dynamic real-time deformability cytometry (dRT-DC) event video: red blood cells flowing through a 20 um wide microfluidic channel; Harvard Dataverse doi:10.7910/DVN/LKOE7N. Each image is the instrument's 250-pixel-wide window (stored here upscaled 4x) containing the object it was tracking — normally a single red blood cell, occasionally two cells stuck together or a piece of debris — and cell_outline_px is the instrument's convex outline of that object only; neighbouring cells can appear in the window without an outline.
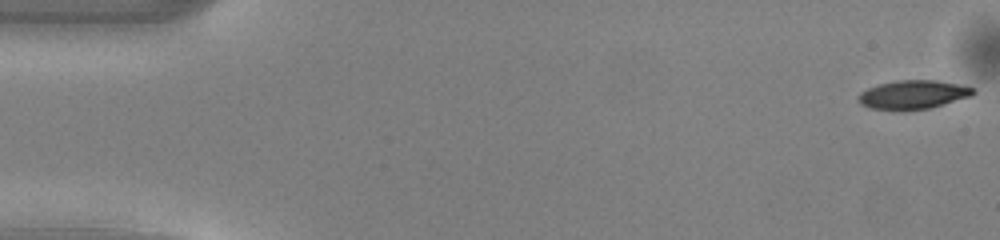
{"species": "common noctule bat (a hibernating species)", "species_latin": "Nyctalus noctula", "temperature_condition": "warm", "stored_images_in_passage": 50, "camera_frame_rate_fps": 3000, "um_per_image_px": 0.085, "animal": {"sex": "male", "body_mass_g": 13.0, "forearm_length_mm": 53.1}, "frame": {"image": 1, "passage_image": 1, "time_ms": 0.0, "image_size_px": [1000, 240], "cell_outline_px": [[976, 92], [972, 96], [928, 108], [872, 108], [860, 104], [856, 96], [860, 92], [868, 88], [880, 84], [896, 80], [936, 80], [956, 84], [972, 88]], "centroid_in_image_um": [77.6, 8.01], "position_along_channel_um": 7.4, "area_um2": 18.55}}
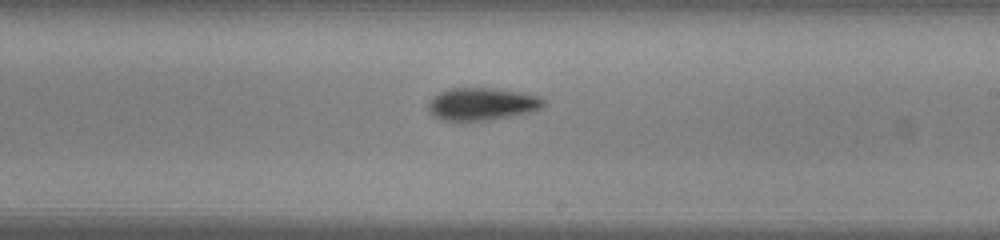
{"frame": {"image": 2, "passage_image": 29, "time_ms": 9.333, "image_size_px": [1000, 240], "cell_outline_px": [[544, 104], [540, 108], [532, 112], [488, 120], [440, 120], [432, 116], [428, 112], [428, 104], [432, 96], [448, 88], [500, 88], [540, 96], [544, 100]], "centroid_in_image_um": [40.94, 8.83], "position_along_channel_um": 248.1, "area_um2": 22.02}}
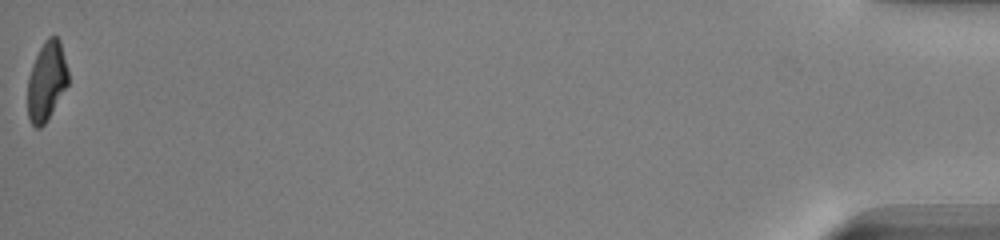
{"frame": {"image": 3, "passage_image": 50, "time_ms": 16.333, "image_size_px": [1000, 240], "cell_outline_px": [[68, 84], [44, 124], [40, 128], [36, 128], [32, 124], [28, 116], [28, 76], [32, 64], [44, 40], [48, 36], [56, 36], [60, 40], [68, 68]], "centroid_in_image_um": [3.96, 6.86], "position_along_channel_um": 431.2, "area_um2": 18.55}, "authors_computed_cell_mechanics": {"area_um2": 20.5768, "velocity_mm_per_s": 4.115, "shape_relaxation_time_tau1_ms": 2.9154, "shape_relaxation_time_tau2_ms": 6.3499, "deformation_change_tau1": 0.1333, "deformation_change_tau2": 0.151}}